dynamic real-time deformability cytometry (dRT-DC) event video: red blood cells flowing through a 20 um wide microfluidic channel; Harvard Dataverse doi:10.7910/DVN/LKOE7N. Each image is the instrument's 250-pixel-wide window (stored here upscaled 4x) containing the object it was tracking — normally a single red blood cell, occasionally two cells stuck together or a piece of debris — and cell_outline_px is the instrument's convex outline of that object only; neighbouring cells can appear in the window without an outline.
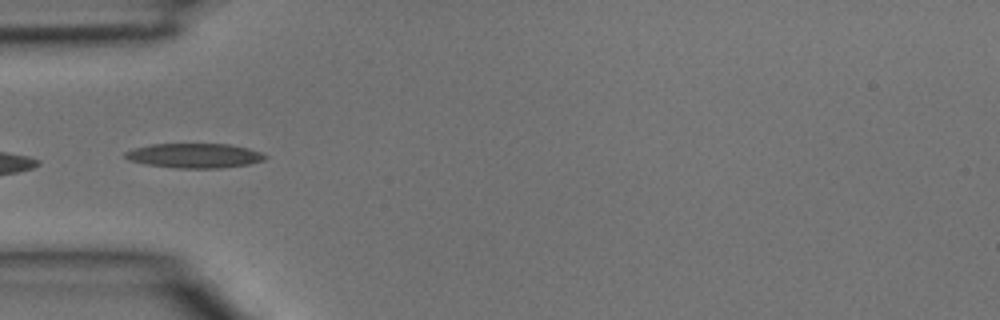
{"species": "common noctule bat (a hibernating species)", "species_latin": "Nyctalus noctula", "temperature_condition": "room temperature", "stored_images_in_passage": 4, "camera_frame_rate_fps": 3000, "um_per_image_px": 0.085, "animal": {"sex": "male", "body_mass_g": 15.6}, "frame": {"image": 1, "passage_image": 4, "time_ms": 1.0, "image_size_px": [1000, 320], "cell_outline_px": [[268, 156], [264, 160], [248, 164], [220, 168], [176, 168], [148, 164], [128, 160], [124, 156], [124, 152], [132, 148], [152, 144], [228, 144], [248, 148], [260, 152]], "centroid_in_image_um": [16.51, 13.22], "position_along_channel_um": 68.5, "area_um2": 20.0}}